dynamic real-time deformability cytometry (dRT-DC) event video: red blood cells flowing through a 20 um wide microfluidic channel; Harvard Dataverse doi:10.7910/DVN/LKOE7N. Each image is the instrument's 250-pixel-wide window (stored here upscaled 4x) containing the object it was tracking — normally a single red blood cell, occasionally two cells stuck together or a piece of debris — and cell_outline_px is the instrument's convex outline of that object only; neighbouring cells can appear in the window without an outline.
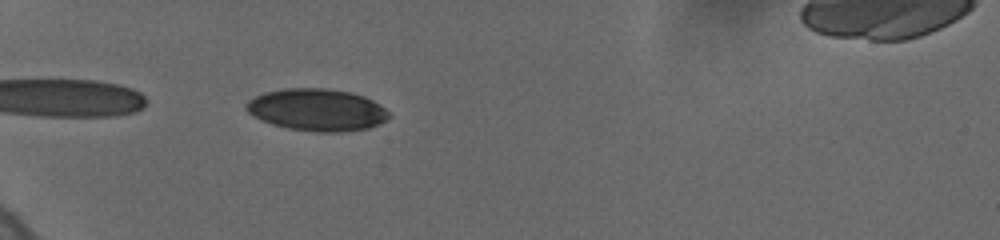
{"species": "human", "species_latin": "Homo sapiens", "temperature_condition": "cold", "stored_images_in_passage": 41, "camera_frame_rate_fps": 3000, "um_per_image_px": 0.085, "donor": {"sex": "female"}, "frame": {"image": 1, "passage_image": 2, "time_ms": 0.333, "image_size_px": [1000, 240], "cell_outline_px": [[392, 116], [380, 124], [368, 128], [340, 132], [316, 132], [288, 128], [272, 124], [260, 120], [248, 112], [244, 108], [244, 104], [248, 100], [264, 92], [284, 88], [328, 88], [352, 92], [364, 96], [372, 100], [384, 108]], "centroid_in_image_um": [26.93, 9.33], "position_along_channel_um": 58.1, "area_um2": 35.26}}
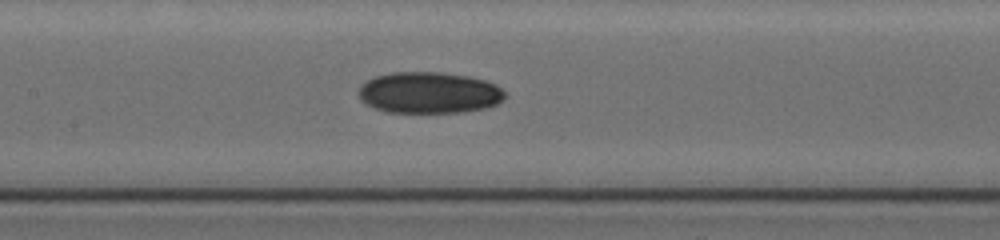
{"frame": {"image": 2, "passage_image": 15, "time_ms": 4.0, "image_size_px": [1000, 240], "cell_outline_px": [[508, 96], [496, 104], [484, 108], [460, 112], [388, 112], [372, 108], [364, 104], [360, 100], [360, 84], [376, 76], [392, 72], [440, 72], [468, 76], [484, 80], [496, 84]], "centroid_in_image_um": [36.46, 7.88], "position_along_channel_um": 170.9, "area_um2": 35.32}}
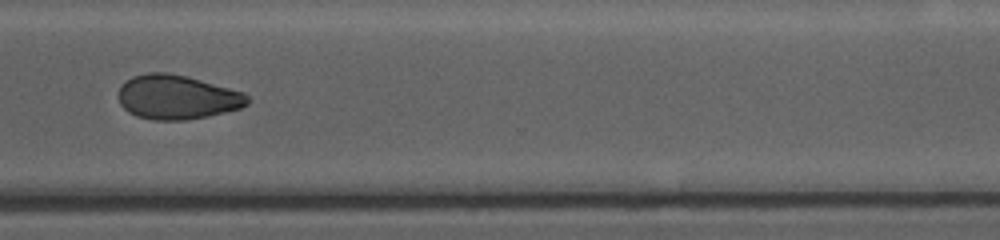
{"frame": {"image": 3, "passage_image": 29, "time_ms": 9.0, "image_size_px": [1000, 240], "cell_outline_px": [[252, 100], [248, 104], [240, 108], [208, 116], [184, 120], [152, 120], [136, 116], [128, 112], [120, 104], [116, 96], [116, 92], [120, 84], [132, 76], [148, 72], [168, 72], [188, 76], [244, 92]], "centroid_in_image_um": [15.01, 8.24], "position_along_channel_um": 355.6, "area_um2": 33.87}}